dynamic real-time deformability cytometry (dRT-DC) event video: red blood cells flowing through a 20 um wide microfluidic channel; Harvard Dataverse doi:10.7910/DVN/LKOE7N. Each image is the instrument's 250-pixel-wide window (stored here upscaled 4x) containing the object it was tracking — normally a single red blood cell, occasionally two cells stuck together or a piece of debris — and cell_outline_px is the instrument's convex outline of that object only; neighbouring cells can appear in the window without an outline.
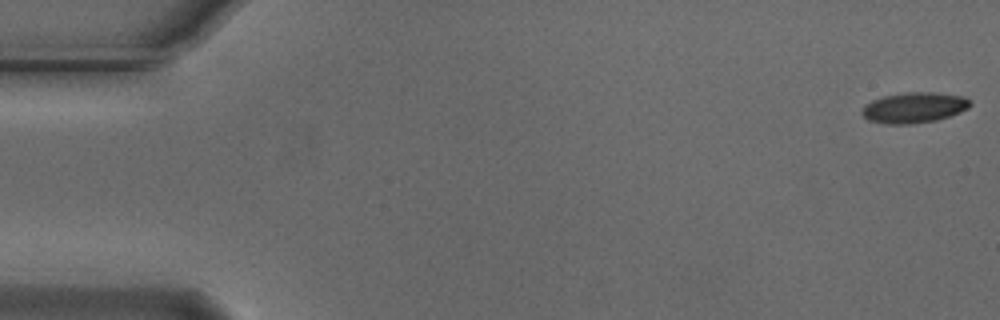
{"species": "Egyptian fruit bat (a non-hibernating species)", "species_latin": "Rousettus aegyptiacus", "temperature_condition": "cold", "stored_images_in_passage": 55, "camera_frame_rate_fps": 3000, "um_per_image_px": 0.085, "animal": {"sex": "male"}, "frame": {"image": 1, "passage_image": 1, "time_ms": 0.0, "image_size_px": [1000, 320], "cell_outline_px": [[972, 104], [968, 108], [960, 112], [936, 120], [912, 124], [888, 124], [868, 120], [860, 112], [864, 104], [872, 100], [884, 96], [908, 92], [932, 92], [964, 96]], "centroid_in_image_um": [77.67, 9.15], "position_along_channel_um": 7.3, "area_um2": 19.25}}
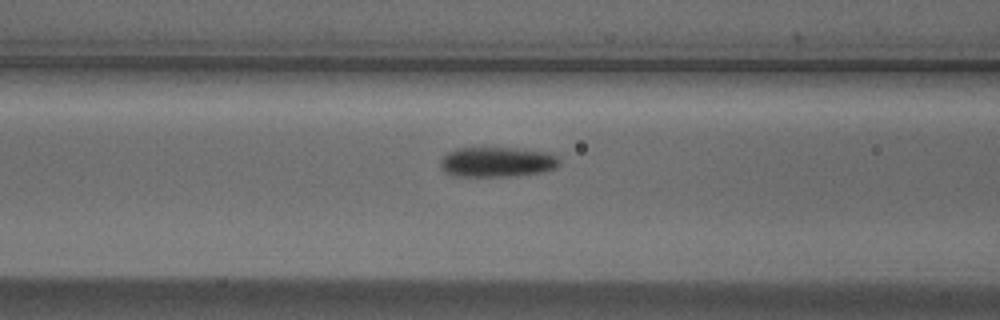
{"frame": {"image": 2, "passage_image": 22, "time_ms": 7.0, "image_size_px": [1000, 320], "cell_outline_px": [[560, 164], [556, 168], [544, 172], [516, 176], [452, 176], [444, 172], [440, 168], [440, 160], [448, 152], [456, 148], [516, 148], [548, 152], [556, 156], [560, 160]], "centroid_in_image_um": [42.25, 13.78], "position_along_channel_um": 124.3, "area_um2": 21.1}}
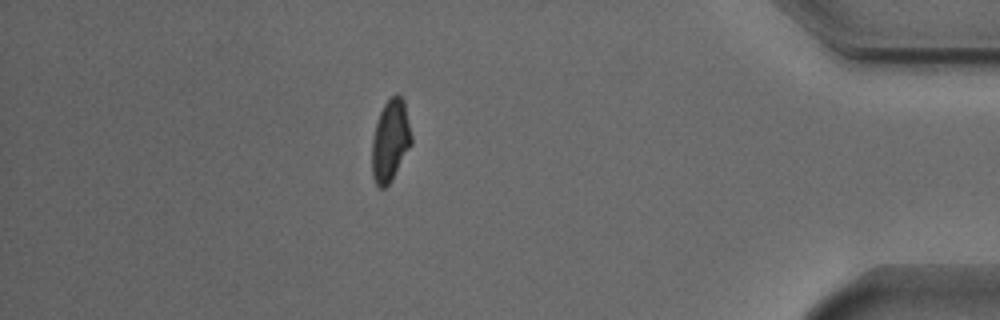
{"frame": {"image": 3, "passage_image": 48, "time_ms": 15.667, "image_size_px": [1000, 320], "cell_outline_px": [[412, 144], [392, 180], [384, 188], [380, 188], [376, 184], [372, 176], [372, 136], [380, 112], [384, 104], [396, 92], [404, 100], [412, 136]], "centroid_in_image_um": [33.18, 11.95], "position_along_channel_um": 402.0, "area_um2": 18.9}, "authors_computed_cell_mechanics": {"area_um2": 19.7676, "velocity_mm_per_s": 3.7234, "shape_relaxation_time_tau1_ms": 2.1397, "shape_relaxation_time_tau2_ms": 7.039, "deformation_change_tau1": 0.126, "deformation_change_tau2": 0.1424}}